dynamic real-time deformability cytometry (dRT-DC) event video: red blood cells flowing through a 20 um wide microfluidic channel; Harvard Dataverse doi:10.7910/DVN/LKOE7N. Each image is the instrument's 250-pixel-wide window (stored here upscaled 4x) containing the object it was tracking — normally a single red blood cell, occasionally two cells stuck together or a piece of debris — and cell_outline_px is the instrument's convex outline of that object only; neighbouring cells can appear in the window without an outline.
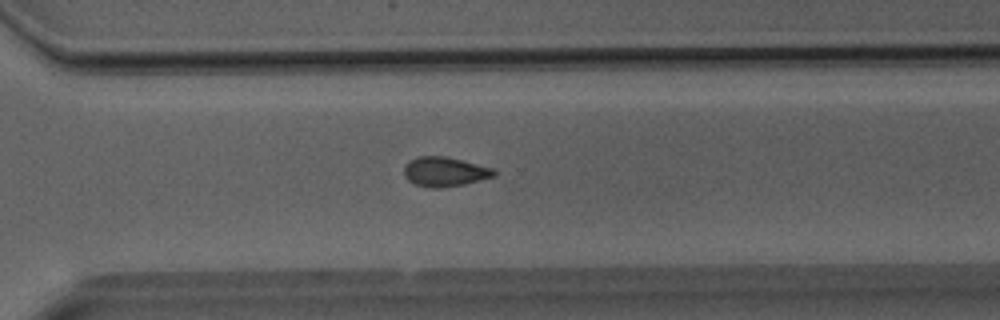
{"species": "Egyptian fruit bat (a non-hibernating species)", "species_latin": "Rousettus aegyptiacus", "temperature_condition": "room temperature", "stored_images_in_passage": 27, "camera_frame_rate_fps": 3000, "um_per_image_px": 0.085, "animal": {"sex": "male"}, "frame": {"image": 1, "passage_image": 16, "time_ms": 5.0, "image_size_px": [1000, 320], "cell_outline_px": [[496, 176], [464, 184], [444, 188], [428, 188], [416, 184], [408, 180], [404, 176], [404, 164], [408, 160], [420, 156], [444, 156], [492, 168], [496, 172]], "centroid_in_image_um": [37.76, 14.61], "position_along_channel_um": 332.8, "area_um2": 15.49}}
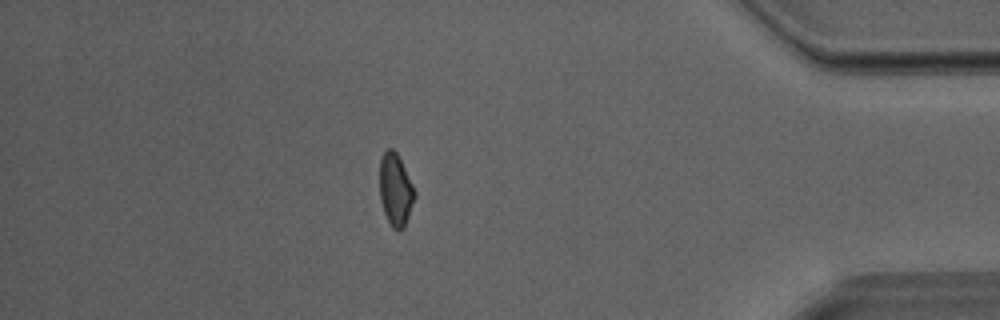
{"frame": {"image": 2, "passage_image": 22, "time_ms": 7.0, "image_size_px": [1000, 320], "cell_outline_px": [[416, 196], [404, 228], [392, 228], [384, 212], [380, 200], [380, 160], [384, 152], [388, 148], [392, 148], [396, 152], [416, 192]], "centroid_in_image_um": [33.62, 16.13], "position_along_channel_um": 401.6, "area_um2": 14.51}}
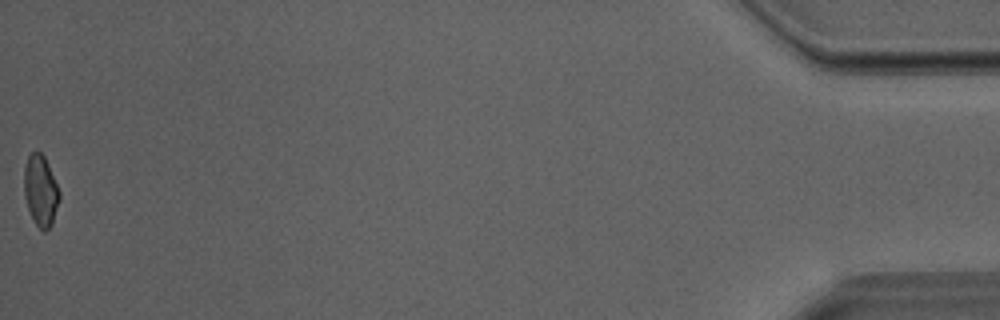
{"frame": {"image": 3, "passage_image": 27, "time_ms": 8.667, "image_size_px": [1000, 320], "cell_outline_px": [[60, 200], [52, 224], [44, 232], [36, 224], [28, 208], [24, 196], [24, 168], [28, 156], [32, 152], [40, 152], [44, 156], [48, 164], [60, 192]], "centroid_in_image_um": [3.46, 16.2], "position_along_channel_um": 431.7, "area_um2": 14.51}}